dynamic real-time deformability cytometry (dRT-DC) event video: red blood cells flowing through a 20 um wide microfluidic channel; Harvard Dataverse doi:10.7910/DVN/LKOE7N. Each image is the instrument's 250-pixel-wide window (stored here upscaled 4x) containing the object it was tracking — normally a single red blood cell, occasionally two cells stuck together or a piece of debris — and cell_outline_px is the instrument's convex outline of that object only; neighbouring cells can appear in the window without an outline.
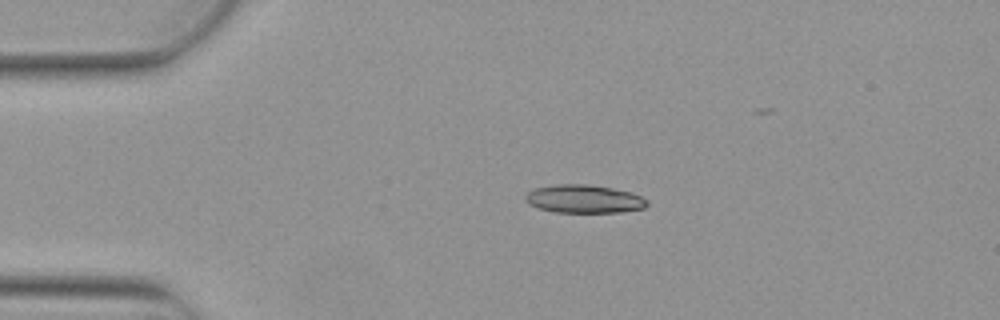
{"species": "Egyptian fruit bat (a non-hibernating species)", "species_latin": "Rousettus aegyptiacus", "temperature_condition": "warm", "stored_images_in_passage": 3, "camera_frame_rate_fps": 3000, "um_per_image_px": 0.085, "animal": {"sex": "female"}, "frame": {"image": 1, "passage_image": 2, "time_ms": 0.333, "image_size_px": [1000, 320], "cell_outline_px": [[648, 204], [644, 208], [620, 212], [556, 212], [540, 208], [528, 204], [524, 200], [524, 196], [528, 192], [536, 188], [556, 184], [588, 184], [612, 188], [632, 192], [648, 200]], "centroid_in_image_um": [49.64, 16.9], "position_along_channel_um": 35.4, "area_um2": 20.0}}